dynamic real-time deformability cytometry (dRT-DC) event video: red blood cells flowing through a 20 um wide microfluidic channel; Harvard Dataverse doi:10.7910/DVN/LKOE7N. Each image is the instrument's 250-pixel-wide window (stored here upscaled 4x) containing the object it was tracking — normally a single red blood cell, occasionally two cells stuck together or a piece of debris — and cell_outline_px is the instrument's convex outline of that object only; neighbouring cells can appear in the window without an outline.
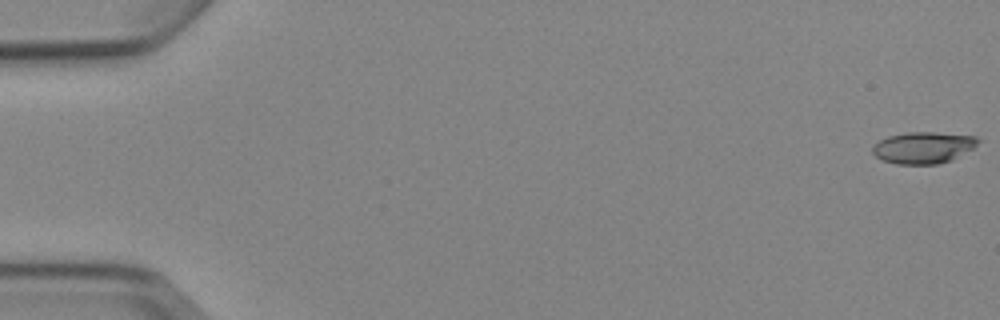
{"species": "Egyptian fruit bat (a non-hibernating species)", "species_latin": "Rousettus aegyptiacus", "temperature_condition": "cold", "stored_images_in_passage": 6, "camera_frame_rate_fps": 3000, "um_per_image_px": 0.085, "animal": {"sex": "female"}, "frame": {"image": 1, "passage_image": 1, "time_ms": 0.0, "image_size_px": [1000, 320], "cell_outline_px": [[980, 140], [972, 148], [952, 160], [936, 164], [896, 164], [884, 160], [876, 156], [872, 152], [872, 148], [880, 140], [888, 136], [904, 132], [936, 132], [976, 136]], "centroid_in_image_um": [78.48, 12.54], "position_along_channel_um": 6.5, "area_um2": 19.31}}